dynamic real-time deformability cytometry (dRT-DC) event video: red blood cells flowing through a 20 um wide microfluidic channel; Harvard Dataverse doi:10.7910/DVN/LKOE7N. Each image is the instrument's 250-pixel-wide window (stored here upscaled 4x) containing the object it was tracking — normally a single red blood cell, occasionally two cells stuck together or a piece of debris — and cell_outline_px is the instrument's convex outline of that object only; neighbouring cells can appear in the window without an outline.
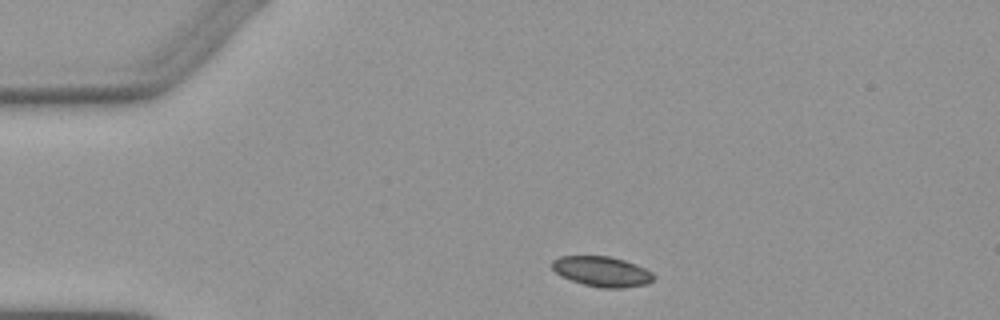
{"species": "Egyptian fruit bat (a non-hibernating species)", "species_latin": "Rousettus aegyptiacus", "temperature_condition": "warm", "stored_images_in_passage": 5, "camera_frame_rate_fps": 3000, "um_per_image_px": 0.085, "animal": {"sex": "female"}, "frame": {"image": 1, "passage_image": 1, "time_ms": 0.0, "image_size_px": [1000, 320], "cell_outline_px": [[656, 276], [648, 284], [624, 288], [600, 288], [584, 284], [560, 276], [552, 268], [552, 260], [560, 256], [608, 256], [624, 260], [636, 264], [652, 272]], "centroid_in_image_um": [51.18, 23.08], "position_along_channel_um": 33.8, "area_um2": 17.92}}
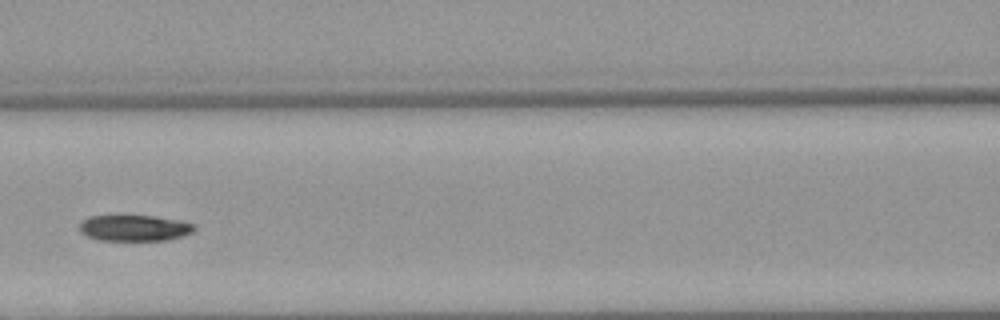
{"frame": {"image": 2, "passage_image": 4, "time_ms": 4.333, "image_size_px": [1000, 320], "cell_outline_px": [[196, 228], [192, 232], [184, 236], [168, 240], [100, 240], [88, 236], [80, 232], [80, 220], [88, 216], [156, 216], [180, 220], [196, 224]], "centroid_in_image_um": [11.45, 19.37], "position_along_channel_um": 155.1, "area_um2": 17.57}}
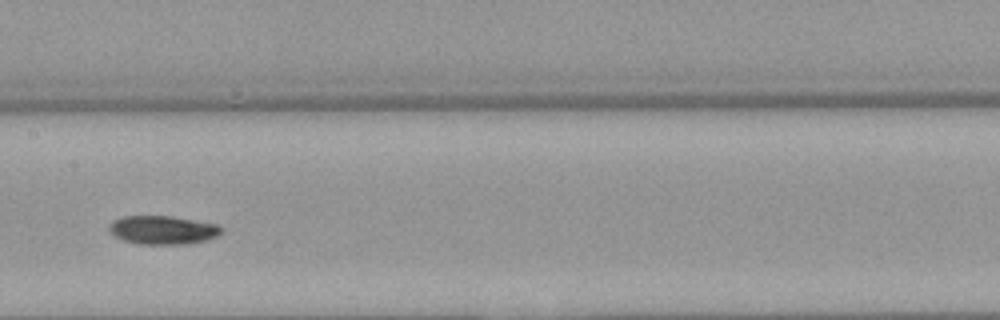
{"frame": {"image": 3, "passage_image": 5, "time_ms": 5.333, "image_size_px": [1000, 320], "cell_outline_px": [[224, 232], [208, 240], [188, 244], [136, 244], [124, 240], [108, 232], [108, 228], [112, 220], [124, 216], [172, 216], [216, 224], [224, 228]], "centroid_in_image_um": [13.85, 19.55], "position_along_channel_um": 193.6, "area_um2": 18.9}}